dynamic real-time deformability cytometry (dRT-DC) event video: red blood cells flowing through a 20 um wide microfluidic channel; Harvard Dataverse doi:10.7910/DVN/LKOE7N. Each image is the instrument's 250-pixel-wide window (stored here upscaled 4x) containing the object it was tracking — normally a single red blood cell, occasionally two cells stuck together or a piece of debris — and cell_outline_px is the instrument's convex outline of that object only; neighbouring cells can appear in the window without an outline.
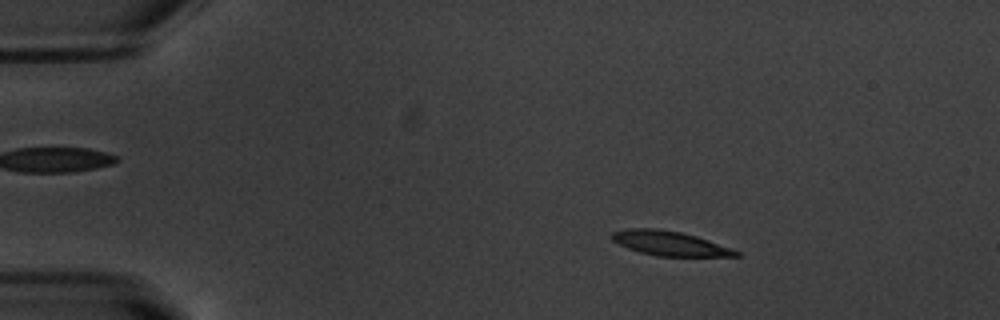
{"species": "common noctule bat (a hibernating species)", "species_latin": "Nyctalus noctula", "temperature_condition": "warm", "stored_images_in_passage": 54, "camera_frame_rate_fps": 3000, "um_per_image_px": 0.085, "animal": {"sex": "male", "body_mass_g": 20.1, "forearm_length_mm": 53.5}, "frame": {"image": 1, "passage_image": 9, "time_ms": 2.667, "image_size_px": [1000, 320], "cell_outline_px": [[740, 256], [656, 256], [640, 252], [628, 248], [612, 240], [612, 232], [628, 228], [656, 228], [680, 232], [696, 236], [732, 248], [740, 252]], "centroid_in_image_um": [56.93, 20.68], "position_along_channel_um": 28.1, "area_um2": 17.57}}
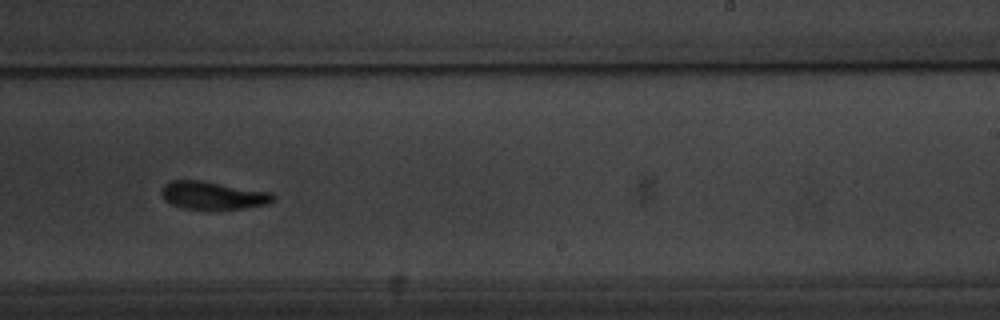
{"frame": {"image": 2, "passage_image": 34, "time_ms": 11.0, "image_size_px": [1000, 320], "cell_outline_px": [[276, 196], [268, 204], [244, 208], [184, 208], [172, 204], [164, 200], [160, 192], [160, 188], [168, 180], [200, 180], [272, 192]], "centroid_in_image_um": [18.06, 16.58], "position_along_channel_um": 270.9, "area_um2": 18.03}}
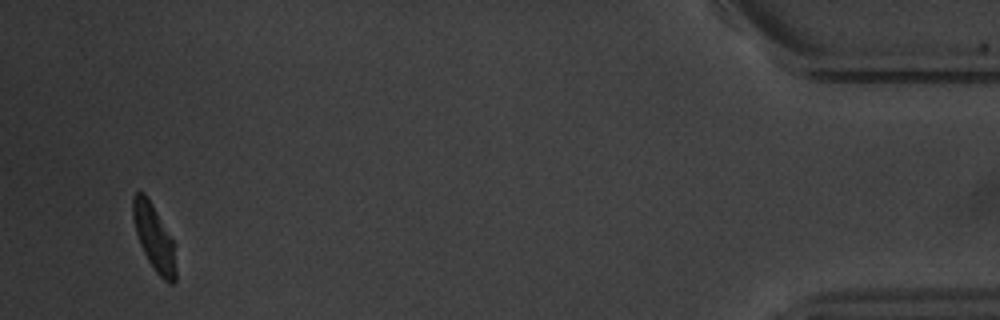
{"frame": {"image": 3, "passage_image": 52, "time_ms": 17.0, "image_size_px": [1000, 320], "cell_outline_px": [[176, 280], [172, 284], [168, 284], [156, 272], [148, 260], [140, 244], [136, 232], [132, 216], [132, 196], [136, 192], [144, 192], [152, 204], [172, 240], [176, 268]], "centroid_in_image_um": [13.07, 20.2], "position_along_channel_um": 422.1, "area_um2": 16.18}, "authors_computed_cell_mechanics": {"area_um2": 18.0336, "velocity_mm_per_s": 3.7461, "shape_relaxation_time_tau1_ms": 3.7458, "shape_relaxation_time_tau2_ms": 2.7018, "deformation_change_tau1": 0.1507, "deformation_change_tau2": 0.0791}}